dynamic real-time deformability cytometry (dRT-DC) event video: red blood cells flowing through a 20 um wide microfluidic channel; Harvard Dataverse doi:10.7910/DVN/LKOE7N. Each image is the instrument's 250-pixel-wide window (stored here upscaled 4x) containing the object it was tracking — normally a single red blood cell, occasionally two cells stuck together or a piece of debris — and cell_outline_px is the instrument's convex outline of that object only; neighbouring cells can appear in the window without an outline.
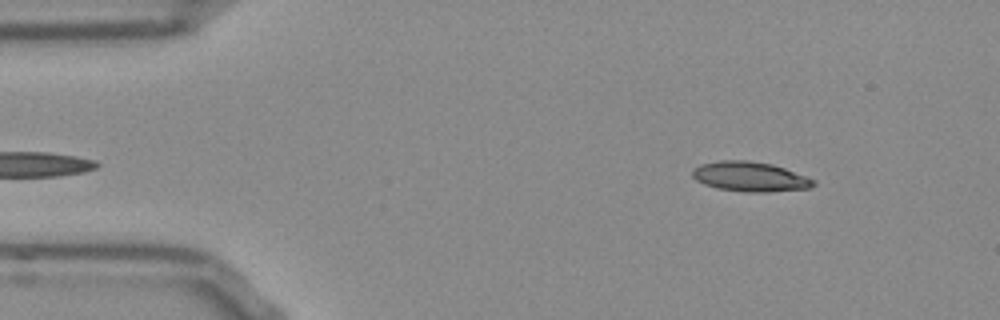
{"species": "Egyptian fruit bat (a non-hibernating species)", "species_latin": "Rousettus aegyptiacus", "temperature_condition": "room temperature", "stored_images_in_passage": 50, "camera_frame_rate_fps": 3000, "um_per_image_px": 0.085, "frame": {"image": 1, "passage_image": 4, "time_ms": 1.0, "image_size_px": [1000, 320], "cell_outline_px": [[816, 184], [812, 188], [768, 192], [744, 192], [716, 188], [704, 184], [696, 180], [692, 176], [692, 168], [700, 164], [720, 160], [748, 160], [772, 164], [784, 168], [816, 180]], "centroid_in_image_um": [63.74, 15.02], "position_along_channel_um": 21.3, "area_um2": 21.21}}
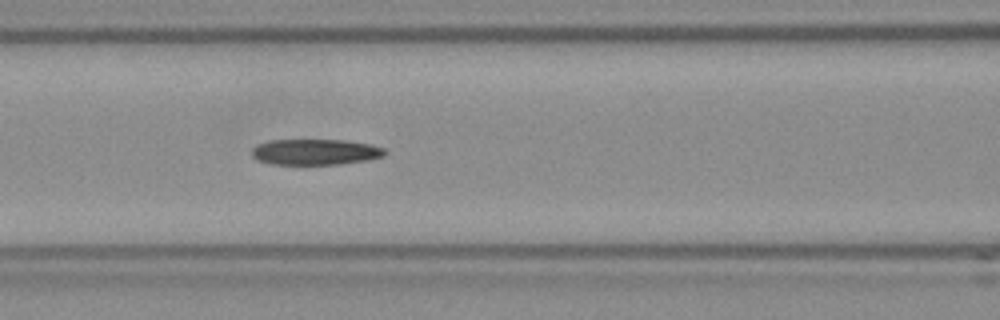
{"frame": {"image": 2, "passage_image": 19, "time_ms": 6.0, "image_size_px": [1000, 320], "cell_outline_px": [[388, 152], [384, 156], [368, 160], [340, 164], [272, 164], [256, 160], [252, 156], [252, 148], [268, 140], [344, 140], [372, 144], [384, 148]], "centroid_in_image_um": [26.83, 12.91], "position_along_channel_um": 139.8, "area_um2": 20.11}}
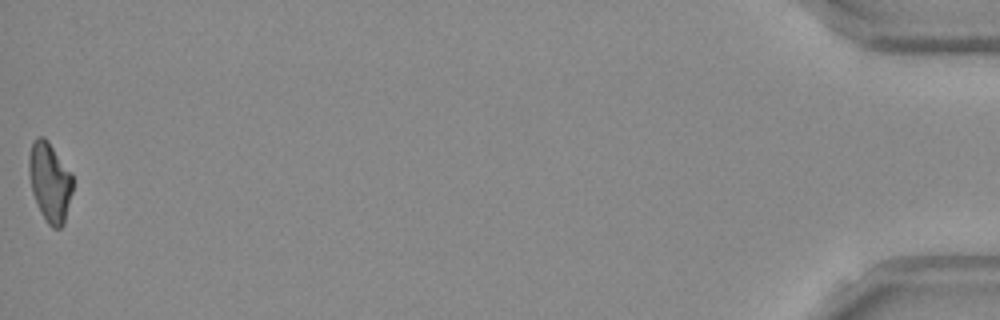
{"frame": {"image": 3, "passage_image": 50, "time_ms": 16.333, "image_size_px": [1000, 320], "cell_outline_px": [[72, 192], [64, 224], [60, 228], [52, 228], [48, 224], [40, 212], [36, 204], [32, 192], [28, 172], [28, 160], [32, 140], [36, 136], [44, 136], [48, 140], [72, 172]], "centroid_in_image_um": [4.22, 15.44], "position_along_channel_um": 431.0, "area_um2": 20.63}}